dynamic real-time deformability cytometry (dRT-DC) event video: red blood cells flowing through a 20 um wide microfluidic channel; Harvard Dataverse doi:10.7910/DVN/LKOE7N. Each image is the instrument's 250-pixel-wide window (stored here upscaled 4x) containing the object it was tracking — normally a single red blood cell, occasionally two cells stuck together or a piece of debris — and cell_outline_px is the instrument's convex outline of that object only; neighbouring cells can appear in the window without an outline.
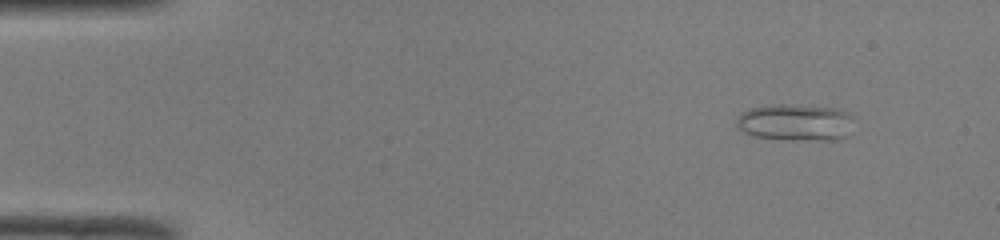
{"species": "common noctule bat (a hibernating species)", "species_latin": "Nyctalus noctula", "temperature_condition": "room temperature", "stored_images_in_passage": 46, "camera_frame_rate_fps": 3000, "um_per_image_px": 0.085, "animal": {"sex": "male", "body_mass_g": 19.0, "forearm_length_mm": 50.8}, "frame": {"image": 1, "passage_image": 1, "time_ms": 0.0, "image_size_px": [1000, 240], "cell_outline_px": [[852, 116], [848, 136], [840, 140], [792, 140], [752, 136], [744, 132], [736, 124], [736, 120], [740, 112], [748, 108], [772, 104], [784, 104], [836, 108]], "centroid_in_image_um": [67.58, 10.41], "position_along_channel_um": 17.4, "area_um2": 25.32}}
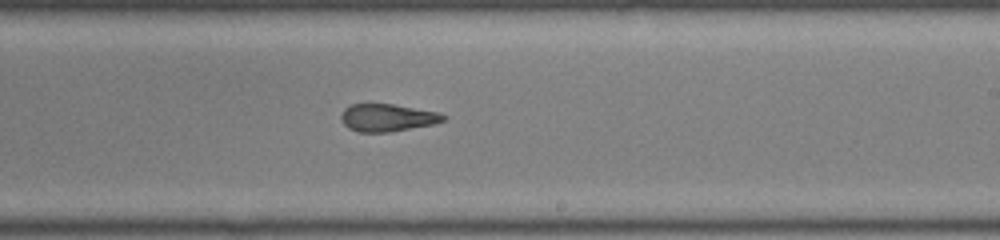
{"frame": {"image": 2, "passage_image": 26, "time_ms": 8.333, "image_size_px": [1000, 240], "cell_outline_px": [[448, 116], [444, 120], [432, 124], [388, 132], [356, 132], [348, 128], [340, 120], [340, 112], [348, 104], [392, 104], [440, 112]], "centroid_in_image_um": [32.87, 9.99], "position_along_channel_um": 256.1, "area_um2": 16.53}}
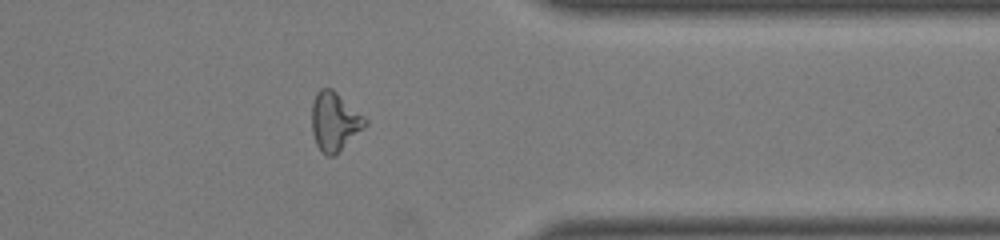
{"frame": {"image": 3, "passage_image": 36, "time_ms": 11.667, "image_size_px": [1000, 240], "cell_outline_px": [[368, 124], [332, 156], [324, 156], [320, 152], [316, 144], [312, 132], [312, 100], [316, 92], [320, 88], [332, 88], [364, 116], [368, 120]], "centroid_in_image_um": [28.41, 10.31], "position_along_channel_um": 383.0, "area_um2": 18.15}, "authors_computed_cell_mechanics": {"area_um2": 18.0625, "velocity_mm_per_s": 4.0894, "shape_relaxation_time_tau1_ms": null, "shape_relaxation_time_tau2_ms": 3.002, "deformation_change_tau1": null, "deformation_change_tau2": 0.1086}}